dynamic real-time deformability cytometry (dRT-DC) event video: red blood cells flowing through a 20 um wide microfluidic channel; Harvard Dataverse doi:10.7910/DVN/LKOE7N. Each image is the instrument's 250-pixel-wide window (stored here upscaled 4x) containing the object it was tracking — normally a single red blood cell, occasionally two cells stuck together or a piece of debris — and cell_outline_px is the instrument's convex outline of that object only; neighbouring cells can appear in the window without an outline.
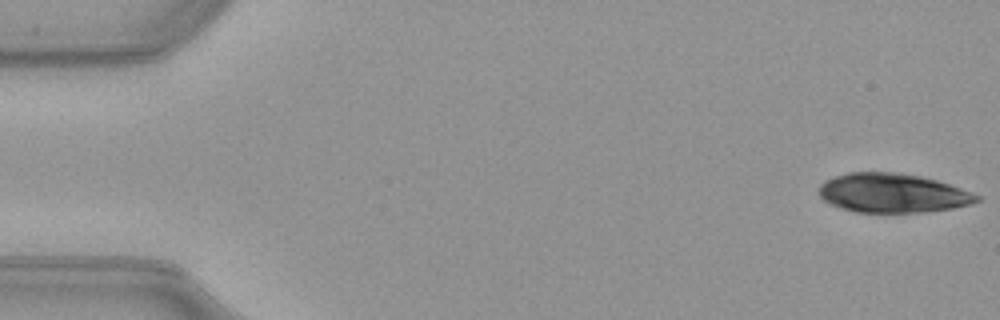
{"species": "common noctule bat (a hibernating species)", "species_latin": "Nyctalus noctula", "temperature_condition": "warm", "stored_images_in_passage": 15, "camera_frame_rate_fps": 3000, "um_per_image_px": 0.085, "animal": {"sex": "female", "body_mass_g": 21.9}, "frame": {"image": 1, "passage_image": 1, "time_ms": 0.0, "image_size_px": [1000, 320], "cell_outline_px": [[980, 200], [972, 204], [952, 208], [920, 212], [856, 212], [840, 208], [824, 200], [820, 196], [820, 184], [824, 180], [848, 172], [896, 172], [920, 176], [936, 180], [960, 188], [980, 196]], "centroid_in_image_um": [75.86, 16.4], "position_along_channel_um": 9.1, "area_um2": 35.78}}